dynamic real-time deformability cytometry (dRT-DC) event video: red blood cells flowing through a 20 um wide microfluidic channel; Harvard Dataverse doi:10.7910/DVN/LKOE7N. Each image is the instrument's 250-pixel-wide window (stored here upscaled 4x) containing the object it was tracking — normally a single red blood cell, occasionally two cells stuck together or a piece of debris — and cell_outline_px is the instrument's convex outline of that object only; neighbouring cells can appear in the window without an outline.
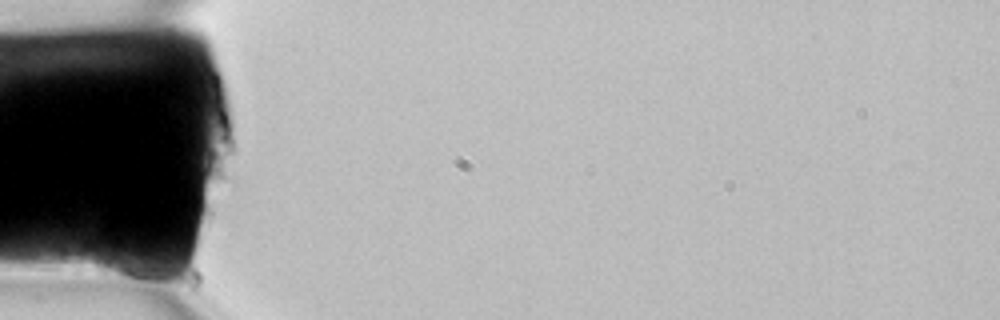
{"species": "common noctule bat (a hibernating species)", "species_latin": "Nyctalus noctula", "temperature_condition": "room temperature", "stored_images_in_passage": 3, "camera_frame_rate_fps": 3000, "um_per_image_px": 0.085, "animal": {"sex": "female", "body_mass_g": 22.7, "forearm_length_mm": 54.2}, "frame": {"image": 1, "passage_image": 1, "time_ms": 0.0, "image_size_px": [1000, 320], "cell_outline_px": [[164, 276], [160, 288], [156, 288], [96, 272], [92, 264], [92, 260], [96, 244], [140, 256]], "centroid_in_image_um": [10.68, 22.67], "position_along_channel_um": 74.3, "area_um2": 12.72}}